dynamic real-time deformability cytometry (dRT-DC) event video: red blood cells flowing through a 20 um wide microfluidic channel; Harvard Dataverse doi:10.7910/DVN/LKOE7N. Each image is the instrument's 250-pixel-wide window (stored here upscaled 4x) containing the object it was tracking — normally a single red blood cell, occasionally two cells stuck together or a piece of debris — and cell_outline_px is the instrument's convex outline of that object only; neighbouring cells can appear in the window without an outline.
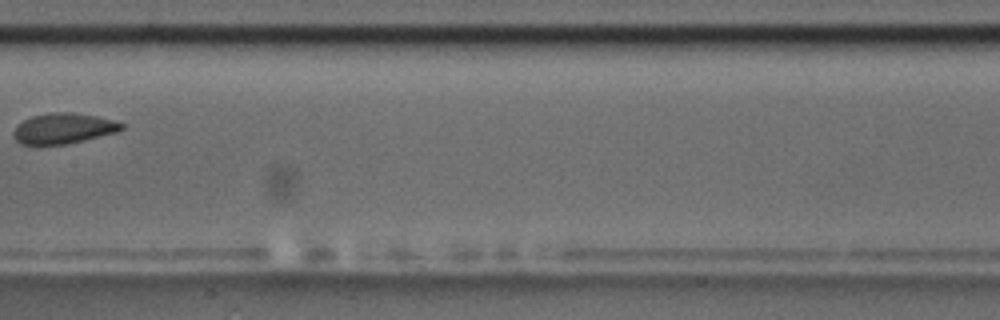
{"species": "common noctule bat (a hibernating species)", "species_latin": "Nyctalus noctula", "temperature_condition": "room temperature", "stored_images_in_passage": 10, "camera_frame_rate_fps": 3000, "um_per_image_px": 0.085, "animal": {"sex": "male", "body_mass_g": 17.5, "forearm_length_mm": 52.3}, "frame": {"image": 1, "passage_image": 9, "time_ms": 9.333, "image_size_px": [1000, 320], "cell_outline_px": [[124, 128], [116, 132], [84, 140], [64, 144], [20, 144], [12, 136], [12, 132], [24, 120], [32, 116], [56, 112], [72, 112], [96, 116], [116, 120], [124, 124]], "centroid_in_image_um": [5.41, 10.91], "position_along_channel_um": 202.0, "area_um2": 19.02}}
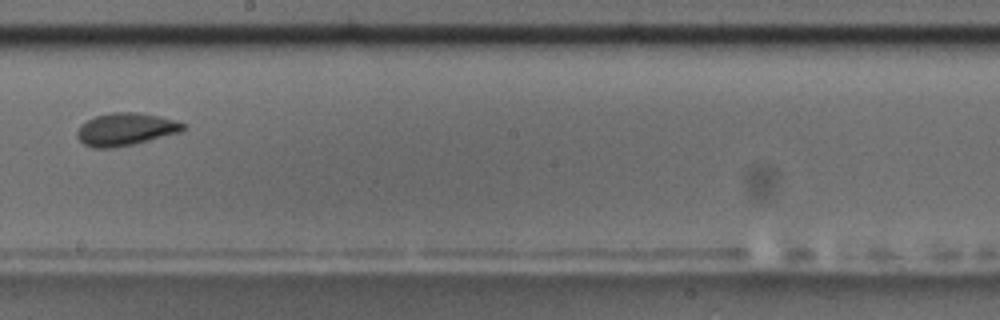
{"frame": {"image": 2, "passage_image": 10, "time_ms": 10.333, "image_size_px": [1000, 320], "cell_outline_px": [[184, 128], [180, 132], [132, 144], [112, 148], [92, 148], [84, 144], [76, 136], [76, 132], [80, 124], [96, 116], [112, 112], [136, 112], [176, 120], [184, 124]], "centroid_in_image_um": [10.62, 10.99], "position_along_channel_um": 237.6, "area_um2": 19.88}}